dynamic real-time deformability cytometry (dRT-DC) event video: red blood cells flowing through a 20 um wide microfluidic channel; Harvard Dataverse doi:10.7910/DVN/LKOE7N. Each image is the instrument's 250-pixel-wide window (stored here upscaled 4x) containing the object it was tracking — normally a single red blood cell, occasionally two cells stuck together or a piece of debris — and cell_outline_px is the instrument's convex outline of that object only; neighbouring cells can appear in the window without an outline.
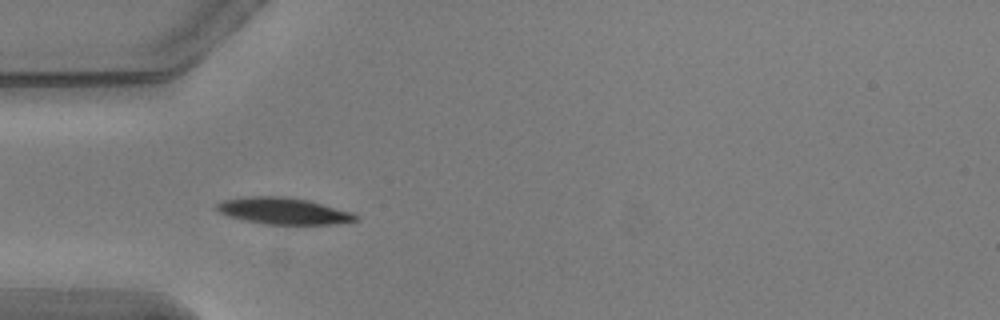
{"species": "common noctule bat (a hibernating species)", "species_latin": "Nyctalus noctula", "temperature_condition": "warm", "stored_images_in_passage": 4, "camera_frame_rate_fps": 3000, "um_per_image_px": 0.085, "animal": {"sex": "male", "body_mass_g": 20.5, "forearm_length_mm": 52.5}, "frame": {"image": 1, "passage_image": 1, "time_ms": 0.0, "image_size_px": [1000, 320], "cell_outline_px": [[360, 220], [336, 224], [264, 224], [240, 220], [228, 216], [220, 212], [216, 208], [216, 204], [224, 200], [244, 196], [280, 196], [308, 200], [352, 212], [360, 216]], "centroid_in_image_um": [24.1, 17.94], "position_along_channel_um": 60.9, "area_um2": 21.68}}